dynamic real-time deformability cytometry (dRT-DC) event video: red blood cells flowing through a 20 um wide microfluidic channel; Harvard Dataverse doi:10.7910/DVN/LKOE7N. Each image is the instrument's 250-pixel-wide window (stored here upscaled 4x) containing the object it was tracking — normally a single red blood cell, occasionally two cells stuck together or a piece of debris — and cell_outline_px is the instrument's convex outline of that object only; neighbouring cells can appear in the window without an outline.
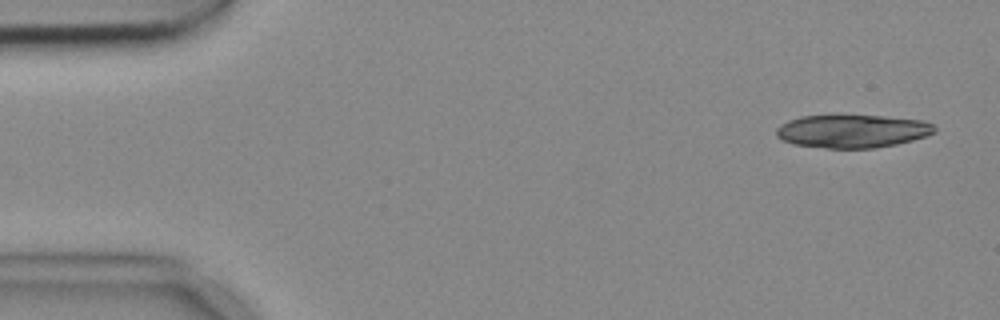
{"species": "common noctule bat (a hibernating species)", "species_latin": "Nyctalus noctula", "temperature_condition": "cold", "stored_images_in_passage": 4, "camera_frame_rate_fps": 3000, "um_per_image_px": 0.085, "animal": {"sex": "female", "body_mass_g": 18.4}, "frame": {"image": 1, "passage_image": 1, "time_ms": 0.0, "image_size_px": [1000, 320], "cell_outline_px": [[936, 132], [912, 140], [896, 144], [876, 148], [828, 148], [792, 144], [776, 136], [776, 128], [780, 124], [788, 120], [800, 116], [884, 116], [920, 120], [932, 124], [936, 128]], "centroid_in_image_um": [72.42, 11.15], "position_along_channel_um": 12.6, "area_um2": 30.35}}